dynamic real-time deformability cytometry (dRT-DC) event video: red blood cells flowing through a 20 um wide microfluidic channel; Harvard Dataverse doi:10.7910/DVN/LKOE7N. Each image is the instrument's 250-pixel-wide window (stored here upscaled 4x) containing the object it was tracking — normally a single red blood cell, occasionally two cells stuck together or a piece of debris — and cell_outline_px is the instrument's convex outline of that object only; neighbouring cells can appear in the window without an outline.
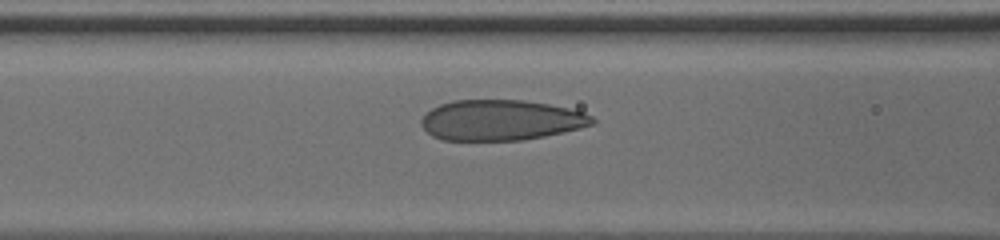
{"species": "human", "species_latin": "Homo sapiens", "temperature_condition": "cold", "stored_images_in_passage": 14, "camera_frame_rate_fps": 3000, "um_per_image_px": 0.085, "donor": {"sex": "male"}, "frame": {"image": 1, "passage_image": 12, "time_ms": 3.667, "image_size_px": [1000, 240], "cell_outline_px": [[596, 120], [592, 124], [580, 128], [544, 136], [520, 140], [444, 140], [432, 136], [420, 124], [420, 120], [432, 108], [440, 104], [452, 100], [524, 100], [548, 104], [568, 108], [584, 112], [592, 116]], "centroid_in_image_um": [42.57, 10.21], "position_along_channel_um": 124.0, "area_um2": 40.23}}